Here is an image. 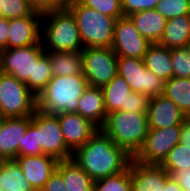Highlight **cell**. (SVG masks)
Returning a JSON list of instances; mask_svg holds the SVG:
<instances>
[{
    "mask_svg": "<svg viewBox=\"0 0 190 191\" xmlns=\"http://www.w3.org/2000/svg\"><path fill=\"white\" fill-rule=\"evenodd\" d=\"M41 42L45 51L81 52L84 49L75 17L68 9L42 14Z\"/></svg>",
    "mask_w": 190,
    "mask_h": 191,
    "instance_id": "4",
    "label": "cell"
},
{
    "mask_svg": "<svg viewBox=\"0 0 190 191\" xmlns=\"http://www.w3.org/2000/svg\"><path fill=\"white\" fill-rule=\"evenodd\" d=\"M173 77L190 78V54L184 48L170 49Z\"/></svg>",
    "mask_w": 190,
    "mask_h": 191,
    "instance_id": "33",
    "label": "cell"
},
{
    "mask_svg": "<svg viewBox=\"0 0 190 191\" xmlns=\"http://www.w3.org/2000/svg\"><path fill=\"white\" fill-rule=\"evenodd\" d=\"M164 191H183L181 186L170 175L167 176L164 184Z\"/></svg>",
    "mask_w": 190,
    "mask_h": 191,
    "instance_id": "43",
    "label": "cell"
},
{
    "mask_svg": "<svg viewBox=\"0 0 190 191\" xmlns=\"http://www.w3.org/2000/svg\"><path fill=\"white\" fill-rule=\"evenodd\" d=\"M41 20L42 16L9 19L8 49L40 43Z\"/></svg>",
    "mask_w": 190,
    "mask_h": 191,
    "instance_id": "18",
    "label": "cell"
},
{
    "mask_svg": "<svg viewBox=\"0 0 190 191\" xmlns=\"http://www.w3.org/2000/svg\"><path fill=\"white\" fill-rule=\"evenodd\" d=\"M186 115L190 112V78L172 77L165 81L162 93Z\"/></svg>",
    "mask_w": 190,
    "mask_h": 191,
    "instance_id": "27",
    "label": "cell"
},
{
    "mask_svg": "<svg viewBox=\"0 0 190 191\" xmlns=\"http://www.w3.org/2000/svg\"><path fill=\"white\" fill-rule=\"evenodd\" d=\"M185 49L189 52L190 54V39L189 41L187 42L186 46H185Z\"/></svg>",
    "mask_w": 190,
    "mask_h": 191,
    "instance_id": "45",
    "label": "cell"
},
{
    "mask_svg": "<svg viewBox=\"0 0 190 191\" xmlns=\"http://www.w3.org/2000/svg\"><path fill=\"white\" fill-rule=\"evenodd\" d=\"M56 116L64 141L72 152L83 146L99 129L90 120L75 112L61 113Z\"/></svg>",
    "mask_w": 190,
    "mask_h": 191,
    "instance_id": "13",
    "label": "cell"
},
{
    "mask_svg": "<svg viewBox=\"0 0 190 191\" xmlns=\"http://www.w3.org/2000/svg\"><path fill=\"white\" fill-rule=\"evenodd\" d=\"M181 125L149 129L144 145L134 157L145 164H161L169 151L180 142Z\"/></svg>",
    "mask_w": 190,
    "mask_h": 191,
    "instance_id": "11",
    "label": "cell"
},
{
    "mask_svg": "<svg viewBox=\"0 0 190 191\" xmlns=\"http://www.w3.org/2000/svg\"><path fill=\"white\" fill-rule=\"evenodd\" d=\"M46 52L51 62L53 76H72L83 72L81 52Z\"/></svg>",
    "mask_w": 190,
    "mask_h": 191,
    "instance_id": "24",
    "label": "cell"
},
{
    "mask_svg": "<svg viewBox=\"0 0 190 191\" xmlns=\"http://www.w3.org/2000/svg\"><path fill=\"white\" fill-rule=\"evenodd\" d=\"M183 191H190V168L177 170L171 175Z\"/></svg>",
    "mask_w": 190,
    "mask_h": 191,
    "instance_id": "40",
    "label": "cell"
},
{
    "mask_svg": "<svg viewBox=\"0 0 190 191\" xmlns=\"http://www.w3.org/2000/svg\"><path fill=\"white\" fill-rule=\"evenodd\" d=\"M94 191H131L130 163L124 171L94 181Z\"/></svg>",
    "mask_w": 190,
    "mask_h": 191,
    "instance_id": "30",
    "label": "cell"
},
{
    "mask_svg": "<svg viewBox=\"0 0 190 191\" xmlns=\"http://www.w3.org/2000/svg\"><path fill=\"white\" fill-rule=\"evenodd\" d=\"M31 123V116L0 118V160L18 157L19 144Z\"/></svg>",
    "mask_w": 190,
    "mask_h": 191,
    "instance_id": "14",
    "label": "cell"
},
{
    "mask_svg": "<svg viewBox=\"0 0 190 191\" xmlns=\"http://www.w3.org/2000/svg\"><path fill=\"white\" fill-rule=\"evenodd\" d=\"M81 4L96 10L97 12L115 18L123 16L121 0H78Z\"/></svg>",
    "mask_w": 190,
    "mask_h": 191,
    "instance_id": "34",
    "label": "cell"
},
{
    "mask_svg": "<svg viewBox=\"0 0 190 191\" xmlns=\"http://www.w3.org/2000/svg\"><path fill=\"white\" fill-rule=\"evenodd\" d=\"M31 123L37 128L38 146L43 154L58 161L72 158L73 152L64 141L56 115H49L37 109L31 116Z\"/></svg>",
    "mask_w": 190,
    "mask_h": 191,
    "instance_id": "10",
    "label": "cell"
},
{
    "mask_svg": "<svg viewBox=\"0 0 190 191\" xmlns=\"http://www.w3.org/2000/svg\"><path fill=\"white\" fill-rule=\"evenodd\" d=\"M104 104L107 114L114 111H125L130 86L120 75H116L107 85L102 88Z\"/></svg>",
    "mask_w": 190,
    "mask_h": 191,
    "instance_id": "25",
    "label": "cell"
},
{
    "mask_svg": "<svg viewBox=\"0 0 190 191\" xmlns=\"http://www.w3.org/2000/svg\"><path fill=\"white\" fill-rule=\"evenodd\" d=\"M150 44L128 16L116 20L111 48L117 56L143 59Z\"/></svg>",
    "mask_w": 190,
    "mask_h": 191,
    "instance_id": "12",
    "label": "cell"
},
{
    "mask_svg": "<svg viewBox=\"0 0 190 191\" xmlns=\"http://www.w3.org/2000/svg\"><path fill=\"white\" fill-rule=\"evenodd\" d=\"M159 0H121V9L123 16H129L132 13L155 9Z\"/></svg>",
    "mask_w": 190,
    "mask_h": 191,
    "instance_id": "37",
    "label": "cell"
},
{
    "mask_svg": "<svg viewBox=\"0 0 190 191\" xmlns=\"http://www.w3.org/2000/svg\"><path fill=\"white\" fill-rule=\"evenodd\" d=\"M155 10L167 20L190 15V0H159Z\"/></svg>",
    "mask_w": 190,
    "mask_h": 191,
    "instance_id": "32",
    "label": "cell"
},
{
    "mask_svg": "<svg viewBox=\"0 0 190 191\" xmlns=\"http://www.w3.org/2000/svg\"><path fill=\"white\" fill-rule=\"evenodd\" d=\"M75 113L80 114L100 128L107 115L102 89L88 86L84 90L83 95L79 98Z\"/></svg>",
    "mask_w": 190,
    "mask_h": 191,
    "instance_id": "19",
    "label": "cell"
},
{
    "mask_svg": "<svg viewBox=\"0 0 190 191\" xmlns=\"http://www.w3.org/2000/svg\"><path fill=\"white\" fill-rule=\"evenodd\" d=\"M146 69L163 81L173 77L170 49L158 43H151L144 55Z\"/></svg>",
    "mask_w": 190,
    "mask_h": 191,
    "instance_id": "22",
    "label": "cell"
},
{
    "mask_svg": "<svg viewBox=\"0 0 190 191\" xmlns=\"http://www.w3.org/2000/svg\"><path fill=\"white\" fill-rule=\"evenodd\" d=\"M43 152L38 146L37 128L30 123L22 139V144H19L18 156H39Z\"/></svg>",
    "mask_w": 190,
    "mask_h": 191,
    "instance_id": "35",
    "label": "cell"
},
{
    "mask_svg": "<svg viewBox=\"0 0 190 191\" xmlns=\"http://www.w3.org/2000/svg\"><path fill=\"white\" fill-rule=\"evenodd\" d=\"M149 102L148 96L131 91L127 97L125 111L147 113Z\"/></svg>",
    "mask_w": 190,
    "mask_h": 191,
    "instance_id": "38",
    "label": "cell"
},
{
    "mask_svg": "<svg viewBox=\"0 0 190 191\" xmlns=\"http://www.w3.org/2000/svg\"><path fill=\"white\" fill-rule=\"evenodd\" d=\"M9 20L0 17V51L8 49Z\"/></svg>",
    "mask_w": 190,
    "mask_h": 191,
    "instance_id": "41",
    "label": "cell"
},
{
    "mask_svg": "<svg viewBox=\"0 0 190 191\" xmlns=\"http://www.w3.org/2000/svg\"><path fill=\"white\" fill-rule=\"evenodd\" d=\"M0 191H34L15 160H0Z\"/></svg>",
    "mask_w": 190,
    "mask_h": 191,
    "instance_id": "26",
    "label": "cell"
},
{
    "mask_svg": "<svg viewBox=\"0 0 190 191\" xmlns=\"http://www.w3.org/2000/svg\"><path fill=\"white\" fill-rule=\"evenodd\" d=\"M88 86L83 72L72 76H53L37 97V109L49 115L76 112L79 98Z\"/></svg>",
    "mask_w": 190,
    "mask_h": 191,
    "instance_id": "3",
    "label": "cell"
},
{
    "mask_svg": "<svg viewBox=\"0 0 190 191\" xmlns=\"http://www.w3.org/2000/svg\"><path fill=\"white\" fill-rule=\"evenodd\" d=\"M117 68L118 75L126 80L132 92L149 98L163 93L165 81L146 69L143 59L118 56Z\"/></svg>",
    "mask_w": 190,
    "mask_h": 191,
    "instance_id": "9",
    "label": "cell"
},
{
    "mask_svg": "<svg viewBox=\"0 0 190 191\" xmlns=\"http://www.w3.org/2000/svg\"><path fill=\"white\" fill-rule=\"evenodd\" d=\"M37 97L16 77L0 72V118L32 116Z\"/></svg>",
    "mask_w": 190,
    "mask_h": 191,
    "instance_id": "6",
    "label": "cell"
},
{
    "mask_svg": "<svg viewBox=\"0 0 190 191\" xmlns=\"http://www.w3.org/2000/svg\"><path fill=\"white\" fill-rule=\"evenodd\" d=\"M14 160L18 163L34 191H41L44 188L46 181L54 173L59 162L56 158L45 154L18 156Z\"/></svg>",
    "mask_w": 190,
    "mask_h": 191,
    "instance_id": "15",
    "label": "cell"
},
{
    "mask_svg": "<svg viewBox=\"0 0 190 191\" xmlns=\"http://www.w3.org/2000/svg\"><path fill=\"white\" fill-rule=\"evenodd\" d=\"M185 123L188 124V126H190V112L185 115Z\"/></svg>",
    "mask_w": 190,
    "mask_h": 191,
    "instance_id": "44",
    "label": "cell"
},
{
    "mask_svg": "<svg viewBox=\"0 0 190 191\" xmlns=\"http://www.w3.org/2000/svg\"><path fill=\"white\" fill-rule=\"evenodd\" d=\"M180 143L190 147V126L185 122L181 125Z\"/></svg>",
    "mask_w": 190,
    "mask_h": 191,
    "instance_id": "42",
    "label": "cell"
},
{
    "mask_svg": "<svg viewBox=\"0 0 190 191\" xmlns=\"http://www.w3.org/2000/svg\"><path fill=\"white\" fill-rule=\"evenodd\" d=\"M51 62L48 53L45 51L35 64L34 70V95L36 97L45 89L48 82L52 79Z\"/></svg>",
    "mask_w": 190,
    "mask_h": 191,
    "instance_id": "31",
    "label": "cell"
},
{
    "mask_svg": "<svg viewBox=\"0 0 190 191\" xmlns=\"http://www.w3.org/2000/svg\"><path fill=\"white\" fill-rule=\"evenodd\" d=\"M26 16H42L36 12L28 0H0V17L9 19Z\"/></svg>",
    "mask_w": 190,
    "mask_h": 191,
    "instance_id": "29",
    "label": "cell"
},
{
    "mask_svg": "<svg viewBox=\"0 0 190 191\" xmlns=\"http://www.w3.org/2000/svg\"><path fill=\"white\" fill-rule=\"evenodd\" d=\"M33 9L41 14L50 11H62L69 7L71 0H28Z\"/></svg>",
    "mask_w": 190,
    "mask_h": 191,
    "instance_id": "36",
    "label": "cell"
},
{
    "mask_svg": "<svg viewBox=\"0 0 190 191\" xmlns=\"http://www.w3.org/2000/svg\"><path fill=\"white\" fill-rule=\"evenodd\" d=\"M160 165L170 176L177 170L190 168V147L179 142L169 151L167 157Z\"/></svg>",
    "mask_w": 190,
    "mask_h": 191,
    "instance_id": "28",
    "label": "cell"
},
{
    "mask_svg": "<svg viewBox=\"0 0 190 191\" xmlns=\"http://www.w3.org/2000/svg\"><path fill=\"white\" fill-rule=\"evenodd\" d=\"M81 54L83 74L89 86L102 88L118 74V56L111 47H84Z\"/></svg>",
    "mask_w": 190,
    "mask_h": 191,
    "instance_id": "8",
    "label": "cell"
},
{
    "mask_svg": "<svg viewBox=\"0 0 190 191\" xmlns=\"http://www.w3.org/2000/svg\"><path fill=\"white\" fill-rule=\"evenodd\" d=\"M41 191H67L62 179V175L55 170L50 178L46 181Z\"/></svg>",
    "mask_w": 190,
    "mask_h": 191,
    "instance_id": "39",
    "label": "cell"
},
{
    "mask_svg": "<svg viewBox=\"0 0 190 191\" xmlns=\"http://www.w3.org/2000/svg\"><path fill=\"white\" fill-rule=\"evenodd\" d=\"M99 129L134 158L144 145L149 131L147 113L114 111L106 115Z\"/></svg>",
    "mask_w": 190,
    "mask_h": 191,
    "instance_id": "2",
    "label": "cell"
},
{
    "mask_svg": "<svg viewBox=\"0 0 190 191\" xmlns=\"http://www.w3.org/2000/svg\"><path fill=\"white\" fill-rule=\"evenodd\" d=\"M45 52L42 42L27 47L0 51V72L24 82L34 94V70L38 58Z\"/></svg>",
    "mask_w": 190,
    "mask_h": 191,
    "instance_id": "7",
    "label": "cell"
},
{
    "mask_svg": "<svg viewBox=\"0 0 190 191\" xmlns=\"http://www.w3.org/2000/svg\"><path fill=\"white\" fill-rule=\"evenodd\" d=\"M140 35L146 38L150 43H158L166 27L165 19L155 9L143 10L132 13L128 16Z\"/></svg>",
    "mask_w": 190,
    "mask_h": 191,
    "instance_id": "20",
    "label": "cell"
},
{
    "mask_svg": "<svg viewBox=\"0 0 190 191\" xmlns=\"http://www.w3.org/2000/svg\"><path fill=\"white\" fill-rule=\"evenodd\" d=\"M147 121L149 129L167 128L182 125L185 122V114L171 99L161 94L150 98Z\"/></svg>",
    "mask_w": 190,
    "mask_h": 191,
    "instance_id": "17",
    "label": "cell"
},
{
    "mask_svg": "<svg viewBox=\"0 0 190 191\" xmlns=\"http://www.w3.org/2000/svg\"><path fill=\"white\" fill-rule=\"evenodd\" d=\"M72 159L93 180L124 171L132 159L100 129L72 154Z\"/></svg>",
    "mask_w": 190,
    "mask_h": 191,
    "instance_id": "1",
    "label": "cell"
},
{
    "mask_svg": "<svg viewBox=\"0 0 190 191\" xmlns=\"http://www.w3.org/2000/svg\"><path fill=\"white\" fill-rule=\"evenodd\" d=\"M190 39V15H182L167 20L158 44L169 49L184 48Z\"/></svg>",
    "mask_w": 190,
    "mask_h": 191,
    "instance_id": "23",
    "label": "cell"
},
{
    "mask_svg": "<svg viewBox=\"0 0 190 191\" xmlns=\"http://www.w3.org/2000/svg\"><path fill=\"white\" fill-rule=\"evenodd\" d=\"M75 17L84 47H111L116 19L71 0L67 8Z\"/></svg>",
    "mask_w": 190,
    "mask_h": 191,
    "instance_id": "5",
    "label": "cell"
},
{
    "mask_svg": "<svg viewBox=\"0 0 190 191\" xmlns=\"http://www.w3.org/2000/svg\"><path fill=\"white\" fill-rule=\"evenodd\" d=\"M168 172L160 164L130 161L131 191H164Z\"/></svg>",
    "mask_w": 190,
    "mask_h": 191,
    "instance_id": "16",
    "label": "cell"
},
{
    "mask_svg": "<svg viewBox=\"0 0 190 191\" xmlns=\"http://www.w3.org/2000/svg\"><path fill=\"white\" fill-rule=\"evenodd\" d=\"M56 170L67 191H94V181L72 158L59 161Z\"/></svg>",
    "mask_w": 190,
    "mask_h": 191,
    "instance_id": "21",
    "label": "cell"
}]
</instances>
